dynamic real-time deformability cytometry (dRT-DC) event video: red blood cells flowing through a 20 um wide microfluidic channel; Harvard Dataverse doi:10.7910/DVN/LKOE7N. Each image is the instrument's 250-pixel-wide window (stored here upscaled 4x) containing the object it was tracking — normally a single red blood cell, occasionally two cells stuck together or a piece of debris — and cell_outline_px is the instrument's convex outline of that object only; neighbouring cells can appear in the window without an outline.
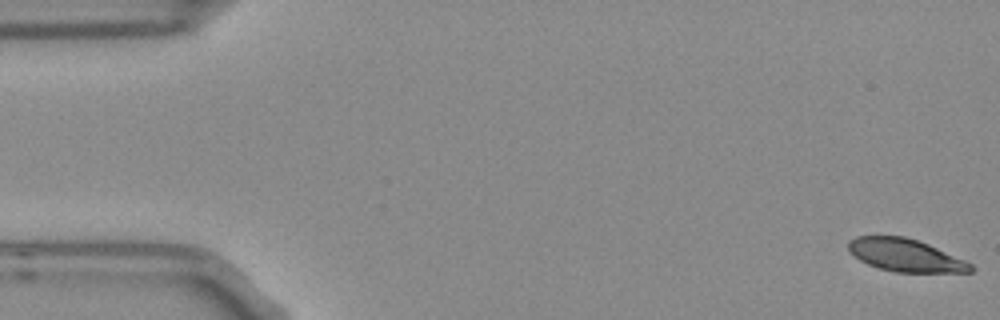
{"species": "Egyptian fruit bat (a non-hibernating species)", "species_latin": "Rousettus aegyptiacus", "temperature_condition": "room temperature", "stored_images_in_passage": 4, "camera_frame_rate_fps": 3000, "um_per_image_px": 0.085, "frame": {"image": 1, "passage_image": 1, "time_ms": 0.0, "image_size_px": [1000, 320], "cell_outline_px": [[976, 268], [972, 272], [896, 272], [880, 268], [868, 264], [860, 260], [848, 248], [848, 240], [856, 236], [904, 236], [928, 244], [964, 260], [972, 264]], "centroid_in_image_um": [76.97, 21.69], "position_along_channel_um": 8.0, "area_um2": 23.0}}